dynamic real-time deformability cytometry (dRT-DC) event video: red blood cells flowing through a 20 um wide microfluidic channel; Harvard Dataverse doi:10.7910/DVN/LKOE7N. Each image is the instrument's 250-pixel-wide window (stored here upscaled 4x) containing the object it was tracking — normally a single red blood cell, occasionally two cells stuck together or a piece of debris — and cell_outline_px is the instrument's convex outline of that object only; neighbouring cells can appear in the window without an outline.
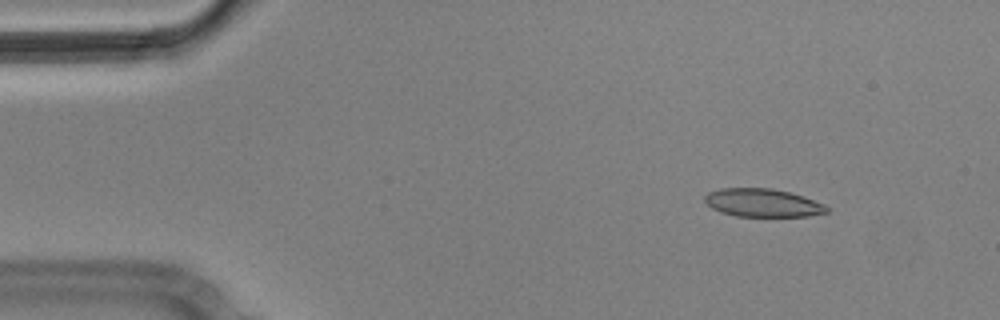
{"species": "Egyptian fruit bat (a non-hibernating species)", "species_latin": "Rousettus aegyptiacus", "temperature_condition": "cold", "stored_images_in_passage": 11, "camera_frame_rate_fps": 3000, "um_per_image_px": 0.085, "animal": {"sex": "male"}, "frame": {"image": 1, "passage_image": 2, "time_ms": 0.333, "image_size_px": [1000, 320], "cell_outline_px": [[828, 212], [808, 216], [736, 216], [720, 212], [712, 208], [704, 200], [704, 196], [708, 192], [720, 188], [772, 188], [788, 192], [824, 204], [828, 208]], "centroid_in_image_um": [64.78, 17.24], "position_along_channel_um": 20.2, "area_um2": 19.83}}
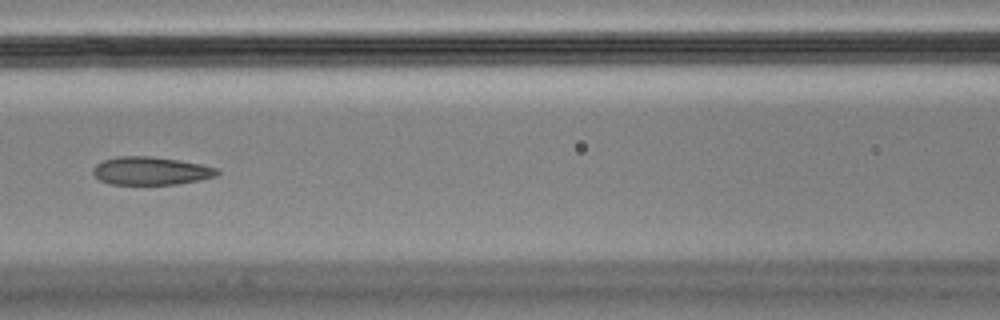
{"frame": {"image": 2, "passage_image": 7, "time_ms": 2.0, "image_size_px": [1000, 320], "cell_outline_px": [[220, 172], [216, 176], [200, 180], [176, 184], [108, 184], [100, 180], [92, 172], [92, 168], [96, 164], [104, 160], [116, 156], [152, 156], [200, 164], [220, 168]], "centroid_in_image_um": [12.82, 14.52], "position_along_channel_um": 153.8, "area_um2": 20.35}}
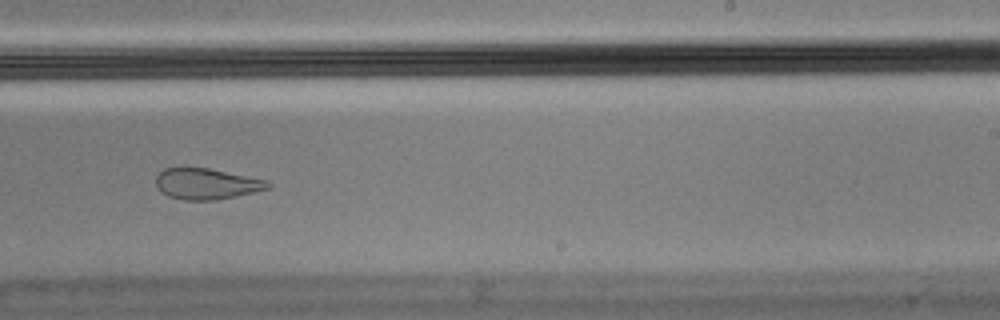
{"frame": {"image": 3, "passage_image": 10, "time_ms": 3.0, "image_size_px": [1000, 320], "cell_outline_px": [[272, 184], [268, 188], [236, 196], [216, 200], [184, 200], [168, 196], [160, 192], [156, 184], [156, 176], [164, 168], [208, 168], [268, 180]], "centroid_in_image_um": [17.54, 15.63], "position_along_channel_um": 271.5, "area_um2": 20.11}}